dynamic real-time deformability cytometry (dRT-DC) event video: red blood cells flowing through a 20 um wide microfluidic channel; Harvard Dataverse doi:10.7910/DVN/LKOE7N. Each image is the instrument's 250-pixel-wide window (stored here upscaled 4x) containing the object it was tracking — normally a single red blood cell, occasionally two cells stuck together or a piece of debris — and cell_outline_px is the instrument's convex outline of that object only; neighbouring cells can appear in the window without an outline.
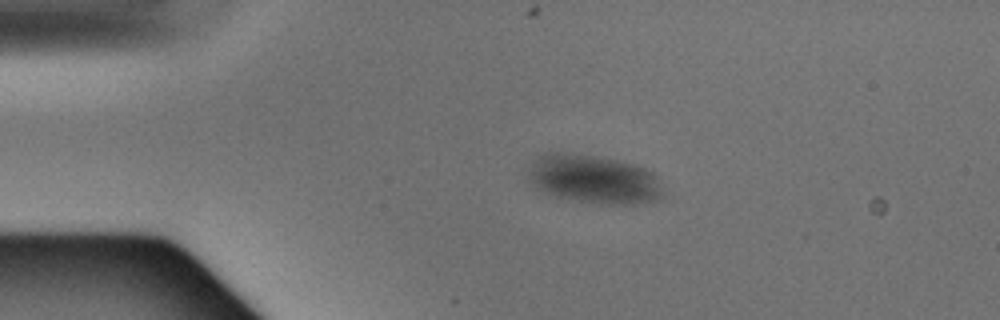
{"species": "Egyptian fruit bat (a non-hibernating species)", "species_latin": "Rousettus aegyptiacus", "temperature_condition": "warm", "stored_images_in_passage": 3, "camera_frame_rate_fps": 3000, "um_per_image_px": 0.085, "animal": {"sex": "male"}, "frame": {"image": 1, "passage_image": 2, "time_ms": 0.333, "image_size_px": [1000, 320], "cell_outline_px": [[664, 196], [660, 200], [652, 204], [600, 204], [556, 196], [536, 188], [528, 180], [528, 168], [536, 156], [544, 152], [560, 152], [596, 156], [620, 160], [644, 168], [652, 172], [656, 176], [664, 192]], "centroid_in_image_um": [50.5, 15.24], "position_along_channel_um": 34.5, "area_um2": 38.78}}